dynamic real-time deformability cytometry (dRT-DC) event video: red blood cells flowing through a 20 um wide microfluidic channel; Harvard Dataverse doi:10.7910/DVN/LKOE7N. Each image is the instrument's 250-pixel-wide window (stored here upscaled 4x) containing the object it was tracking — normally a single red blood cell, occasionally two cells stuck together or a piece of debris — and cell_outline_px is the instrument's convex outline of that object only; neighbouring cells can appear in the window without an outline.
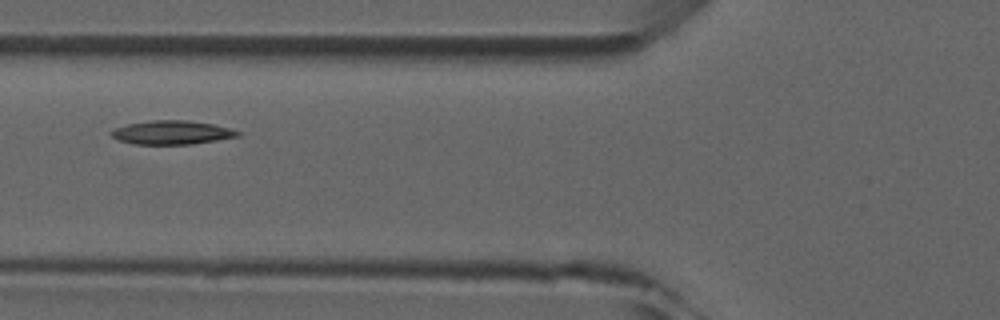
{"species": "common noctule bat (a hibernating species)", "species_latin": "Nyctalus noctula", "temperature_condition": "room temperature", "stored_images_in_passage": 5, "camera_frame_rate_fps": 3000, "um_per_image_px": 0.085, "animal": {"sex": "male", "forearm_length_mm": 52.5}, "frame": {"image": 1, "passage_image": 4, "time_ms": 3.667, "image_size_px": [1000, 320], "cell_outline_px": [[240, 136], [192, 144], [132, 144], [120, 140], [112, 136], [112, 128], [128, 124], [152, 120], [188, 120], [212, 124], [228, 128], [240, 132]], "centroid_in_image_um": [14.59, 11.26], "position_along_channel_um": 111.2, "area_um2": 17.34}}
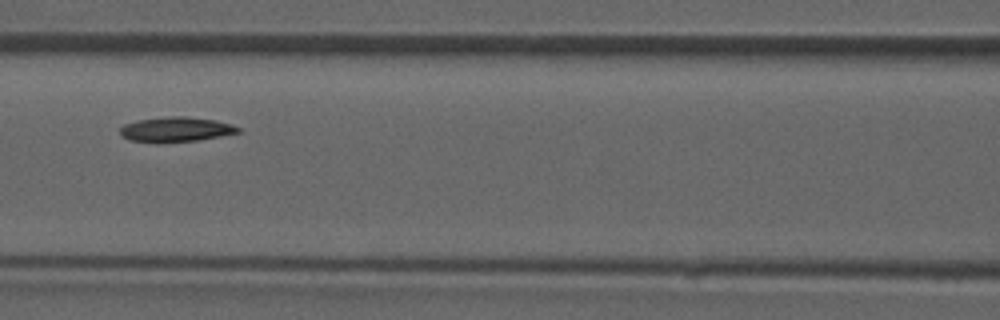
{"frame": {"image": 2, "passage_image": 5, "time_ms": 4.667, "image_size_px": [1000, 320], "cell_outline_px": [[240, 132], [220, 136], [196, 140], [160, 144], [128, 140], [120, 136], [120, 128], [124, 124], [140, 120], [168, 116], [184, 116], [216, 120], [232, 124], [240, 128]], "centroid_in_image_um": [14.91, 11.02], "position_along_channel_um": 151.7, "area_um2": 17.34}}